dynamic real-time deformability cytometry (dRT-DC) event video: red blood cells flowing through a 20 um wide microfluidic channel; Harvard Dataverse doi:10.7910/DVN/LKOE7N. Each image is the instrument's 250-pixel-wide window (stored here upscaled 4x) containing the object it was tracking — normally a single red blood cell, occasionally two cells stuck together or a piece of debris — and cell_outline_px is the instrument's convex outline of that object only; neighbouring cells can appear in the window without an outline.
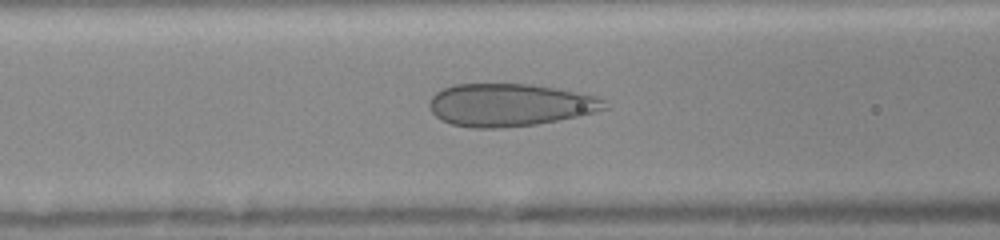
{"species": "human", "species_latin": "Homo sapiens", "temperature_condition": "room temperature", "stored_images_in_passage": 63, "camera_frame_rate_fps": 3000, "um_per_image_px": 0.085, "donor": {"sex": "female"}, "frame": {"image": 1, "passage_image": 18, "time_ms": 6.0, "image_size_px": [1000, 240], "cell_outline_px": [[608, 108], [576, 116], [536, 124], [500, 128], [472, 128], [452, 124], [436, 116], [432, 112], [428, 104], [432, 96], [436, 92], [452, 84], [528, 84], [552, 88], [596, 96], [604, 100]], "centroid_in_image_um": [43.27, 8.92], "position_along_channel_um": 123.3, "area_um2": 43.0}}
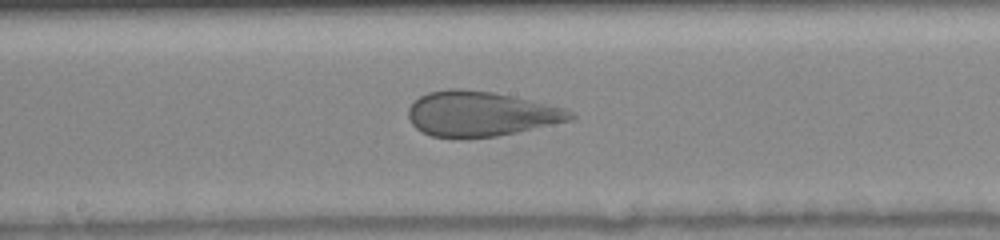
{"frame": {"image": 2, "passage_image": 29, "time_ms": 8.0, "image_size_px": [1000, 240], "cell_outline_px": [[576, 116], [572, 120], [516, 132], [496, 136], [456, 140], [432, 136], [420, 132], [412, 124], [408, 116], [408, 108], [420, 96], [428, 92], [448, 88], [460, 88], [492, 92], [512, 96], [564, 108], [572, 112]], "centroid_in_image_um": [40.8, 9.7], "position_along_channel_um": 207.4, "area_um2": 42.77}}
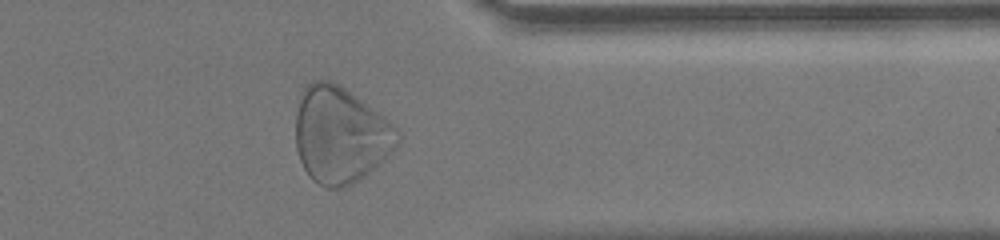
{"frame": {"image": 3, "passage_image": 52, "time_ms": 12.333, "image_size_px": [1000, 240], "cell_outline_px": [[400, 144], [384, 160], [364, 176], [352, 184], [340, 188], [324, 188], [312, 180], [308, 176], [300, 160], [296, 148], [296, 112], [300, 92], [312, 80], [332, 80], [344, 88], [384, 116], [400, 132]], "centroid_in_image_um": [28.92, 11.48], "position_along_channel_um": 382.5, "area_um2": 57.51}}